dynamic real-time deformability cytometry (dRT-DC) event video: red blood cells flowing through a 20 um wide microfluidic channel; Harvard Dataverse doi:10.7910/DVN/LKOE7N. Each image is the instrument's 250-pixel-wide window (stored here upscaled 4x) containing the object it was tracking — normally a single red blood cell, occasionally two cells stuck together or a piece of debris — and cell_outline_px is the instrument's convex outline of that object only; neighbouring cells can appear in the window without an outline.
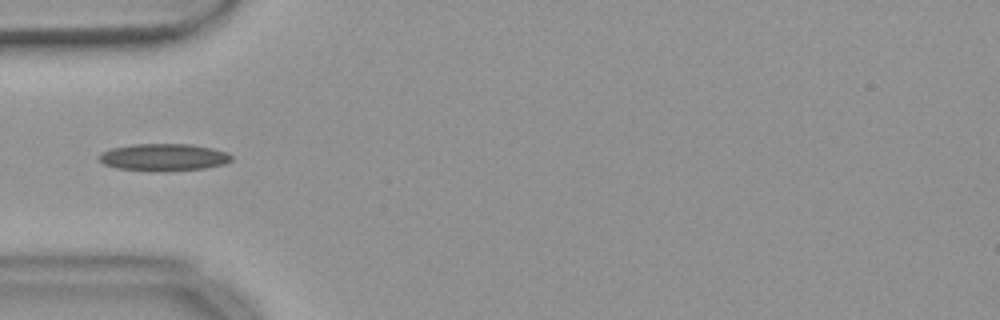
{"species": "common noctule bat (a hibernating species)", "species_latin": "Nyctalus noctula", "temperature_condition": "warm", "stored_images_in_passage": 38, "camera_frame_rate_fps": 3000, "um_per_image_px": 0.085, "animal": {"sex": "female", "body_mass_g": 18.4}, "frame": {"image": 1, "passage_image": 1, "time_ms": 0.0, "image_size_px": [1000, 320], "cell_outline_px": [[232, 160], [224, 164], [204, 168], [164, 172], [148, 172], [116, 168], [104, 164], [96, 156], [100, 152], [112, 148], [132, 144], [192, 144], [212, 148], [224, 152], [232, 156]], "centroid_in_image_um": [13.86, 13.38], "position_along_channel_um": 71.1, "area_um2": 21.33}}
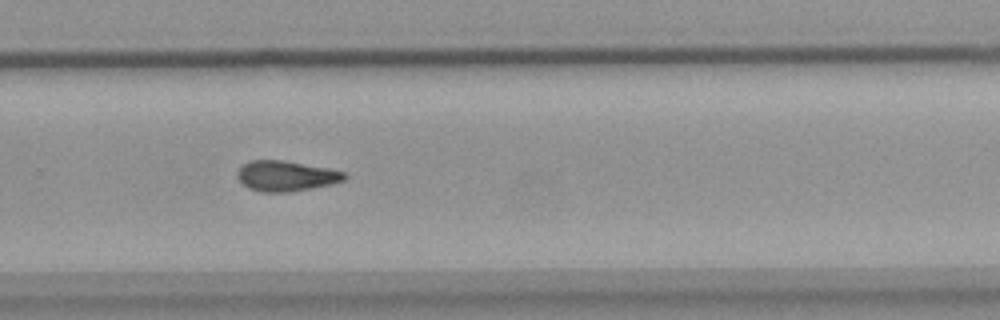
{"frame": {"image": 2, "passage_image": 20, "time_ms": 6.333, "image_size_px": [1000, 320], "cell_outline_px": [[348, 176], [344, 180], [332, 184], [312, 188], [288, 192], [260, 192], [248, 188], [236, 176], [236, 172], [248, 160], [284, 160], [328, 168], [344, 172]], "centroid_in_image_um": [24.3, 14.95], "position_along_channel_um": 305.5, "area_um2": 19.02}}
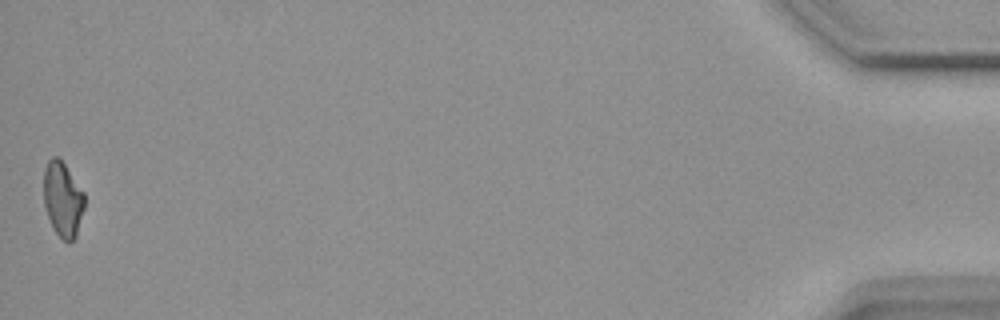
{"frame": {"image": 3, "passage_image": 38, "time_ms": 12.333, "image_size_px": [1000, 320], "cell_outline_px": [[84, 208], [76, 236], [68, 244], [52, 228], [44, 204], [44, 168], [48, 160], [52, 156], [56, 156], [64, 164], [84, 192]], "centroid_in_image_um": [5.33, 16.95], "position_along_channel_um": 429.9, "area_um2": 17.69}}